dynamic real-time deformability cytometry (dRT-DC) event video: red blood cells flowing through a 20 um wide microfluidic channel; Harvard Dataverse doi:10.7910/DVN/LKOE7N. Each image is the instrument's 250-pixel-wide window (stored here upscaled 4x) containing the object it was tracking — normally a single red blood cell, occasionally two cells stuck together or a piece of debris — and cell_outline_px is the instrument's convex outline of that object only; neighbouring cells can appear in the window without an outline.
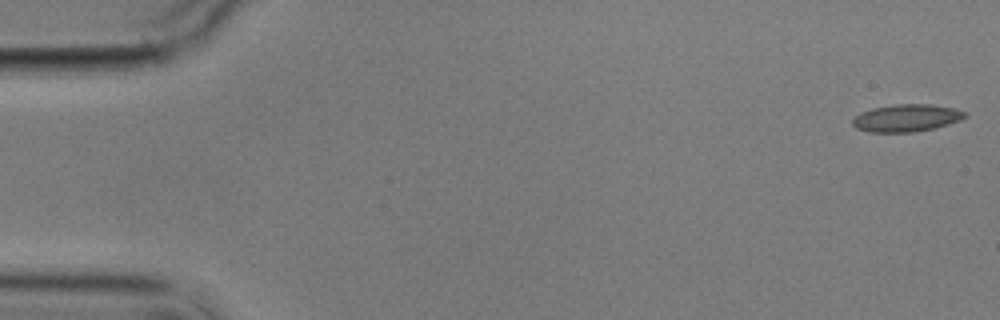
{"species": "common noctule bat (a hibernating species)", "species_latin": "Nyctalus noctula", "temperature_condition": "cold", "stored_images_in_passage": 6, "segment_of_instrument_passage": [2, 2], "camera_frame_rate_fps": 3000, "um_per_image_px": 0.085, "animal": {"sex": "male", "body_mass_g": 17.9}, "frame": {"image": 1, "passage_image": 6, "time_ms": 5.667, "image_size_px": [1000, 320], "cell_outline_px": [[968, 116], [960, 120], [948, 124], [932, 128], [912, 132], [868, 132], [856, 128], [852, 124], [852, 120], [860, 112], [872, 108], [896, 104], [932, 104], [956, 108], [968, 112]], "centroid_in_image_um": [77.07, 10.02], "position_along_channel_um": 7.9, "area_um2": 18.03}}